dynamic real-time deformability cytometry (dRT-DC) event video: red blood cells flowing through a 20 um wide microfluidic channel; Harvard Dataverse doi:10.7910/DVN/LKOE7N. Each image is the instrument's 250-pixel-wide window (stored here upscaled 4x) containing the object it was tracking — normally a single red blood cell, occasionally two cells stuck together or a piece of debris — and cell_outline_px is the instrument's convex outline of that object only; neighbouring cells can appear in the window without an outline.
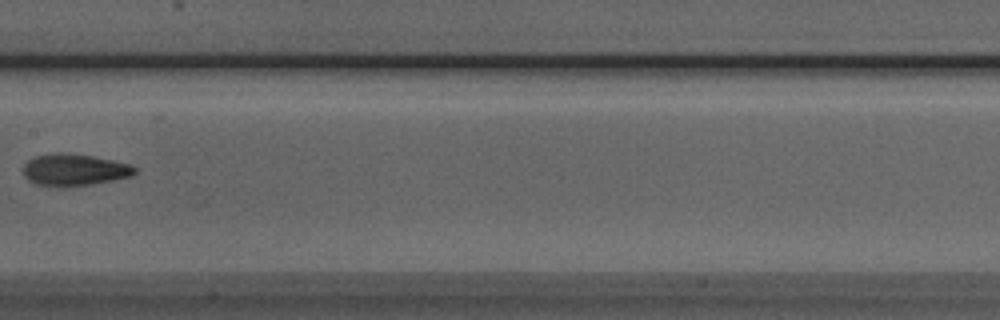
{"species": "Egyptian fruit bat (a non-hibernating species)", "species_latin": "Rousettus aegyptiacus", "temperature_condition": "room temperature", "stored_images_in_passage": 9, "camera_frame_rate_fps": 3000, "um_per_image_px": 0.085, "animal": {"sex": "male"}, "frame": {"image": 1, "passage_image": 8, "time_ms": 8.0, "image_size_px": [1000, 320], "cell_outline_px": [[136, 172], [128, 176], [112, 180], [92, 184], [64, 188], [36, 184], [28, 180], [24, 176], [24, 164], [28, 160], [36, 156], [52, 152], [68, 152], [92, 156], [112, 160], [128, 164], [136, 168]], "centroid_in_image_um": [6.26, 14.43], "position_along_channel_um": 201.1, "area_um2": 20.81}}
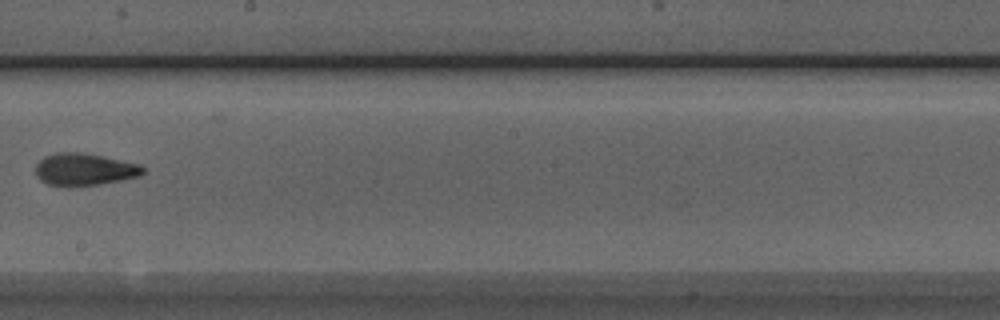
{"frame": {"image": 2, "passage_image": 9, "time_ms": 9.0, "image_size_px": [1000, 320], "cell_outline_px": [[144, 172], [140, 176], [100, 184], [76, 188], [68, 188], [48, 184], [40, 180], [36, 176], [36, 164], [44, 156], [56, 152], [80, 152], [104, 156], [140, 164], [144, 168]], "centroid_in_image_um": [7.14, 14.42], "position_along_channel_um": 241.1, "area_um2": 20.63}}